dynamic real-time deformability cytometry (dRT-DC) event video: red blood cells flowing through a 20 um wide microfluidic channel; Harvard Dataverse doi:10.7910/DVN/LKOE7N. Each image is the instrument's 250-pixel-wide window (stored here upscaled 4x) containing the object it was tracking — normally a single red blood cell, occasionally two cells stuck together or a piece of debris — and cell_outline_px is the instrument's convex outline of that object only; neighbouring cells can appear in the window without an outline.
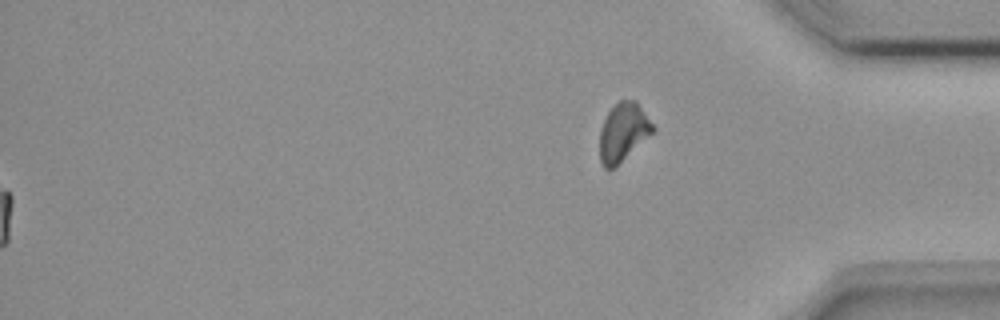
{"species": "common noctule bat (a hibernating species)", "species_latin": "Nyctalus noctula", "temperature_condition": "room temperature", "stored_images_in_passage": 54, "segment_of_instrument_passage": [2, 2], "camera_frame_rate_fps": 3000, "um_per_image_px": 0.085, "animal": {"sex": "female", "body_mass_g": 18.4}, "frame": {"image": 1, "passage_image": 54, "time_ms": 17.667, "image_size_px": [1000, 320], "cell_outline_px": [[656, 132], [612, 168], [604, 168], [600, 160], [600, 128], [608, 112], [620, 100], [636, 100], [656, 128]], "centroid_in_image_um": [53.0, 11.22], "position_along_channel_um": 382.2, "area_um2": 17.98}}